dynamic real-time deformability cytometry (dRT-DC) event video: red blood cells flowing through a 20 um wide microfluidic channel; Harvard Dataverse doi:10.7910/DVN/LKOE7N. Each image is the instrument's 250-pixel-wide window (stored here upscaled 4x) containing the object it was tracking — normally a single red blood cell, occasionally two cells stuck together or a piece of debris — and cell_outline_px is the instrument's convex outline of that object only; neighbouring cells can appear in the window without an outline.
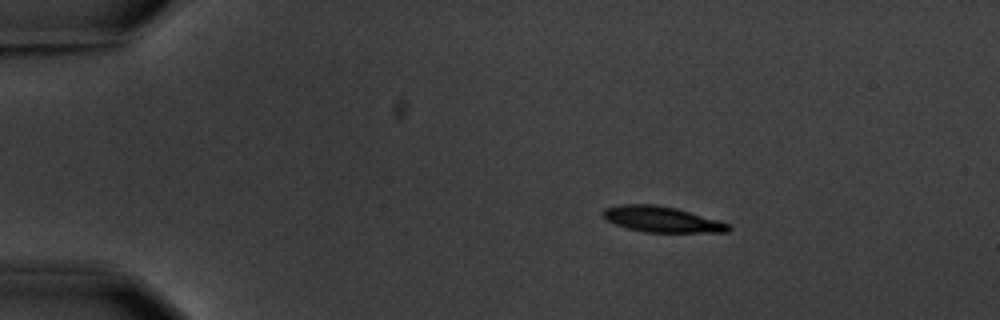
{"species": "common noctule bat (a hibernating species)", "species_latin": "Nyctalus noctula", "temperature_condition": "warm", "stored_images_in_passage": 4, "camera_frame_rate_fps": 3000, "um_per_image_px": 0.085, "animal": {"sex": "male", "body_mass_g": 20.1, "forearm_length_mm": 53.5}, "frame": {"image": 1, "passage_image": 2, "time_ms": 1.0, "image_size_px": [1000, 320], "cell_outline_px": [[732, 228], [728, 232], [644, 232], [628, 228], [616, 224], [608, 220], [600, 212], [604, 208], [620, 204], [656, 204], [676, 208], [716, 220], [728, 224]], "centroid_in_image_um": [56.21, 18.63], "position_along_channel_um": 28.8, "area_um2": 18.61}}